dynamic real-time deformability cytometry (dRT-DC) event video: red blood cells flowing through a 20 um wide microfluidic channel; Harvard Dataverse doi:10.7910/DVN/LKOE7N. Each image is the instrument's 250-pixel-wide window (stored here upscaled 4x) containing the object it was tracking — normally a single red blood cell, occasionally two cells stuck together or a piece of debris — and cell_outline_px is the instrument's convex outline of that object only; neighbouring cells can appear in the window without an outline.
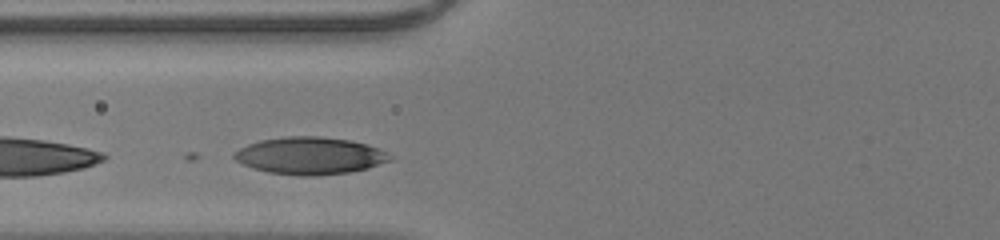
{"species": "human", "species_latin": "Homo sapiens", "temperature_condition": "room temperature", "stored_images_in_passage": 17, "camera_frame_rate_fps": 3000, "um_per_image_px": 0.085, "donor": {"sex": "male"}, "frame": {"image": 1, "passage_image": 6, "time_ms": 1.667, "image_size_px": [1000, 240], "cell_outline_px": [[392, 160], [368, 168], [348, 172], [316, 176], [300, 176], [268, 172], [252, 168], [236, 160], [232, 156], [240, 148], [248, 144], [260, 140], [288, 136], [320, 136], [348, 140], [380, 148], [392, 156]], "centroid_in_image_um": [26.35, 13.24], "position_along_channel_um": 99.4, "area_um2": 33.7}}
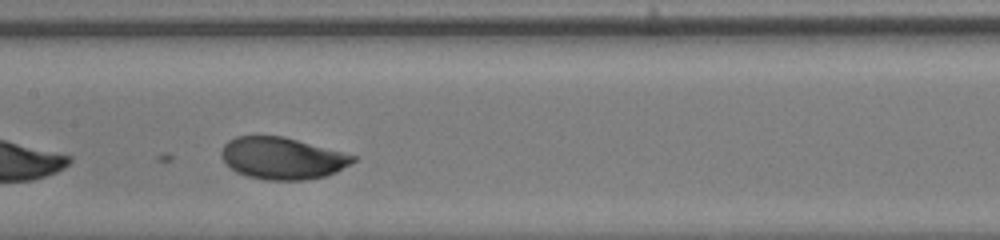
{"frame": {"image": 2, "passage_image": 12, "time_ms": 3.667, "image_size_px": [1000, 240], "cell_outline_px": [[360, 156], [356, 160], [336, 172], [324, 176], [304, 180], [268, 180], [248, 176], [236, 172], [228, 168], [220, 156], [220, 152], [224, 144], [228, 140], [236, 136], [284, 136]], "centroid_in_image_um": [23.99, 13.44], "position_along_channel_um": 183.4, "area_um2": 32.48}}